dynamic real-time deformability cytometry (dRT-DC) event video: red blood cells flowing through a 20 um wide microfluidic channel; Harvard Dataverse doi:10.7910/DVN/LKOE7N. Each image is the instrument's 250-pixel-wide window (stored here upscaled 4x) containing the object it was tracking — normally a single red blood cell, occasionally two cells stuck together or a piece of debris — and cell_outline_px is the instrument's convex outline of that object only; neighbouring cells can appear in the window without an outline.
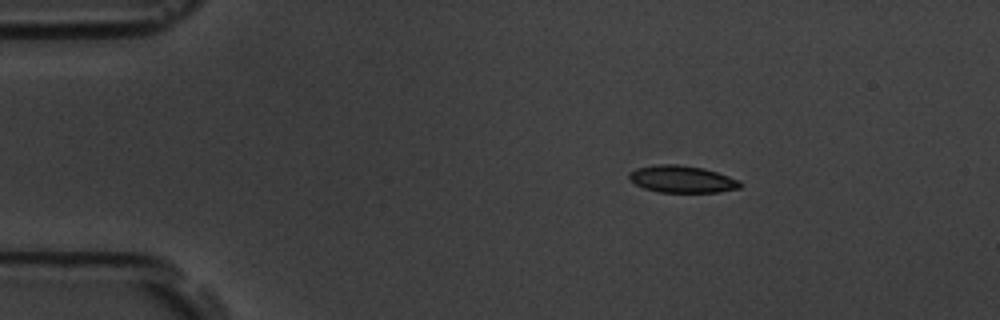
{"species": "common noctule bat (a hibernating species)", "species_latin": "Nyctalus noctula", "temperature_condition": "room temperature", "stored_images_in_passage": 3, "camera_frame_rate_fps": 3000, "um_per_image_px": 0.085, "animal": {"sex": "male", "body_mass_g": 19.5, "forearm_length_mm": 54.6}, "frame": {"image": 1, "passage_image": 1, "time_ms": 0.0, "image_size_px": [1000, 320], "cell_outline_px": [[744, 184], [740, 188], [720, 192], [660, 192], [644, 188], [628, 180], [628, 172], [636, 168], [656, 164], [676, 164], [704, 168], [740, 180]], "centroid_in_image_um": [57.97, 15.22], "position_along_channel_um": 27.0, "area_um2": 17.69}}